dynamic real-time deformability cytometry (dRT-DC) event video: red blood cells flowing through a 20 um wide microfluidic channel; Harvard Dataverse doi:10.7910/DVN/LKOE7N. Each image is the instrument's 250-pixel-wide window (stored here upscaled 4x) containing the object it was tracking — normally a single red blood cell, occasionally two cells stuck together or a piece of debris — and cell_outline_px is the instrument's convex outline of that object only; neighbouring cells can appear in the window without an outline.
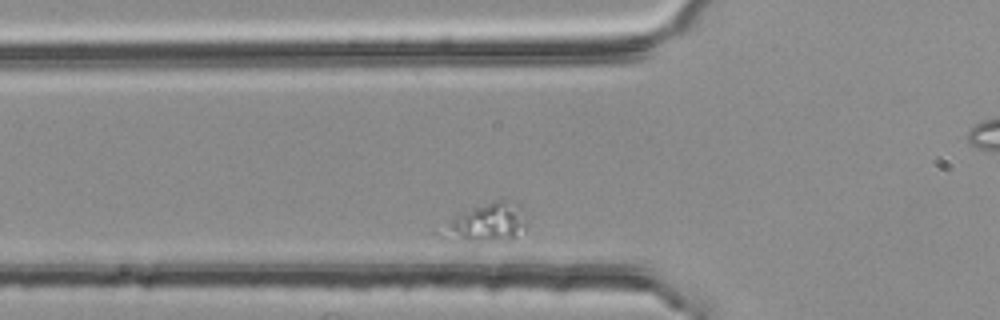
{"species": "common noctule bat (a hibernating species)", "species_latin": "Nyctalus noctula", "temperature_condition": "room temperature", "stored_images_in_passage": 38, "camera_frame_rate_fps": 3000, "um_per_image_px": 0.085, "animal": {"sex": "female", "body_mass_g": 25.1}, "frame": {"image": 1, "passage_image": 10, "time_ms": 3.0, "image_size_px": [1000, 320], "cell_outline_px": [[528, 220], [524, 228], [516, 236], [492, 240], [468, 240], [452, 228], [452, 220], [464, 212], [472, 208], [500, 200], [504, 200], [520, 204], [528, 216]], "centroid_in_image_um": [41.78, 18.81], "position_along_channel_um": 84.0, "area_um2": 16.42}}
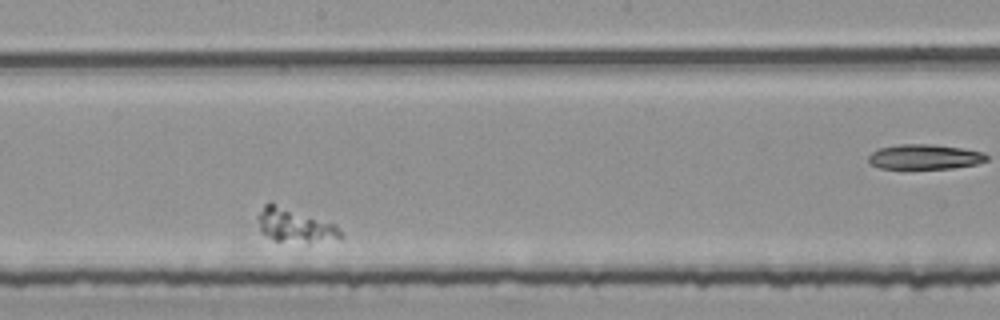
{"frame": {"image": 2, "passage_image": 23, "time_ms": 7.333, "image_size_px": [1000, 320], "cell_outline_px": [[344, 236], [340, 240], [308, 244], [276, 240], [260, 232], [256, 216], [264, 204], [268, 200], [272, 200], [336, 224]], "centroid_in_image_um": [25.09, 19.14], "position_along_channel_um": 223.1, "area_um2": 17.46}}
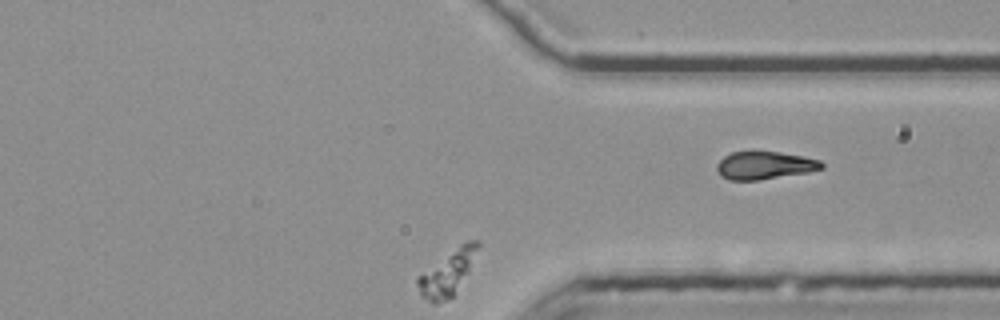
{"frame": {"image": 3, "passage_image": 37, "time_ms": 12.0, "image_size_px": [1000, 320], "cell_outline_px": [[480, 244], [468, 272], [452, 296], [444, 300], [432, 304], [420, 296], [416, 284], [416, 276], [460, 244], [468, 240], [480, 240]], "centroid_in_image_um": [37.99, 23.19], "position_along_channel_um": 373.4, "area_um2": 15.55}}